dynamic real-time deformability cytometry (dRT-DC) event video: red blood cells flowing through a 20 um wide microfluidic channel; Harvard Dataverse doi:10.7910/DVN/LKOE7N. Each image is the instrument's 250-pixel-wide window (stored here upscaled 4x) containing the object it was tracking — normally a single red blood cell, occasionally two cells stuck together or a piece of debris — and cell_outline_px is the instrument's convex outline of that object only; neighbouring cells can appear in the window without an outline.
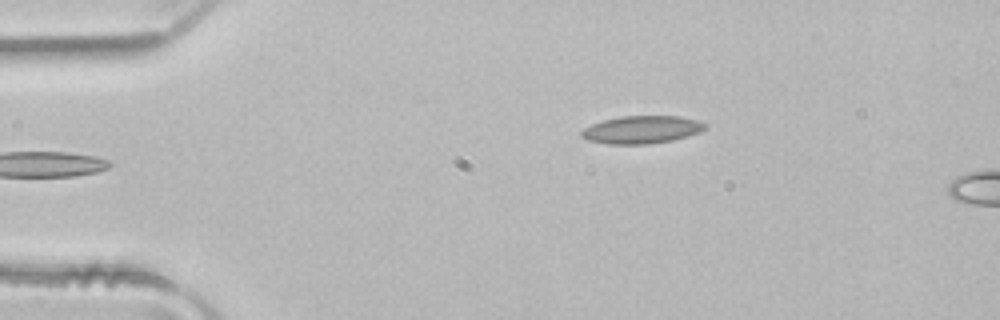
{"species": "common noctule bat (a hibernating species)", "species_latin": "Nyctalus noctula", "temperature_condition": "room temperature", "stored_images_in_passage": 4, "camera_frame_rate_fps": 3000, "um_per_image_px": 0.085, "animal": {"sex": "male", "body_mass_g": 21.5, "forearm_length_mm": 52.0}, "frame": {"image": 1, "passage_image": 4, "time_ms": 1.0, "image_size_px": [1000, 320], "cell_outline_px": [[708, 128], [700, 132], [688, 136], [672, 140], [648, 144], [608, 144], [588, 140], [580, 136], [580, 132], [584, 128], [592, 124], [604, 120], [620, 116], [676, 116], [700, 120], [708, 124]], "centroid_in_image_um": [54.58, 11.02], "position_along_channel_um": 30.4, "area_um2": 20.11}}